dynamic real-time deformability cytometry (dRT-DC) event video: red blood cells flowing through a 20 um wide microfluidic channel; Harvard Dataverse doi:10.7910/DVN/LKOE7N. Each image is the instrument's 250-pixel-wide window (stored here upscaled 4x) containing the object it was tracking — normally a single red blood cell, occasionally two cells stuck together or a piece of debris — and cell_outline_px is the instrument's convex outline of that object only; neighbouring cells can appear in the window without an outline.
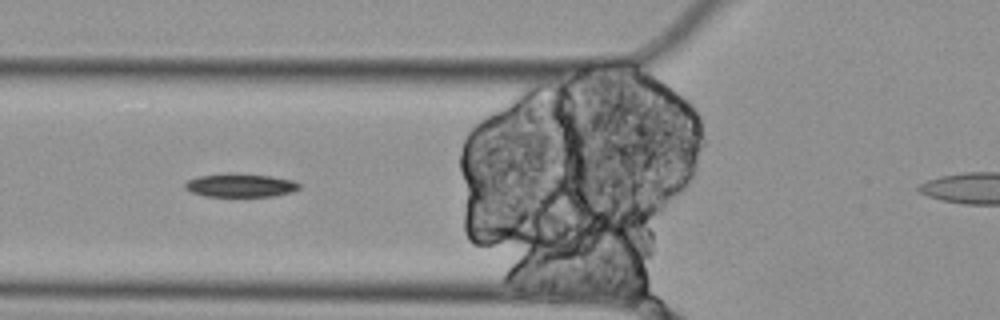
{"species": "Egyptian fruit bat (a non-hibernating species)", "species_latin": "Rousettus aegyptiacus", "temperature_condition": "cold", "stored_images_in_passage": 6, "camera_frame_rate_fps": 3000, "um_per_image_px": 0.085, "animal": {"sex": "female"}, "frame": {"image": 1, "passage_image": 3, "time_ms": 0.667, "image_size_px": [1000, 320], "cell_outline_px": [[300, 188], [292, 192], [272, 196], [204, 196], [192, 192], [184, 188], [184, 184], [188, 180], [196, 176], [224, 172], [236, 172], [272, 176], [292, 180], [300, 184]], "centroid_in_image_um": [20.4, 15.72], "position_along_channel_um": 105.4, "area_um2": 15.95}}
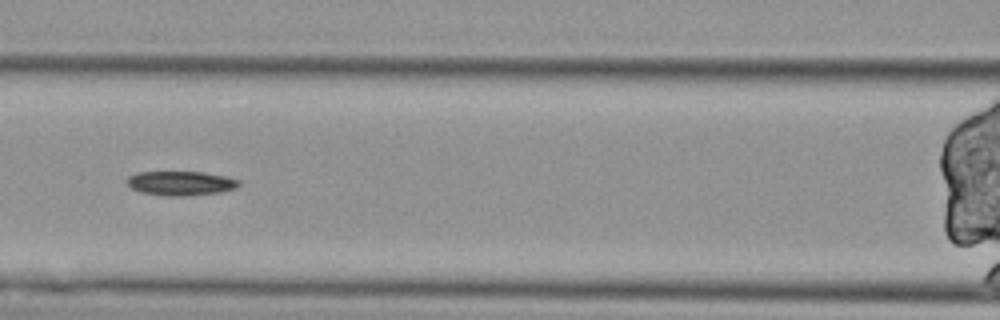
{"frame": {"image": 2, "passage_image": 4, "time_ms": 1.0, "image_size_px": [1000, 320], "cell_outline_px": [[240, 184], [236, 188], [220, 192], [188, 196], [168, 196], [140, 192], [132, 188], [124, 180], [128, 176], [136, 172], [204, 172], [224, 176], [240, 180]], "centroid_in_image_um": [15.34, 15.57], "position_along_channel_um": 151.3, "area_um2": 15.95}}